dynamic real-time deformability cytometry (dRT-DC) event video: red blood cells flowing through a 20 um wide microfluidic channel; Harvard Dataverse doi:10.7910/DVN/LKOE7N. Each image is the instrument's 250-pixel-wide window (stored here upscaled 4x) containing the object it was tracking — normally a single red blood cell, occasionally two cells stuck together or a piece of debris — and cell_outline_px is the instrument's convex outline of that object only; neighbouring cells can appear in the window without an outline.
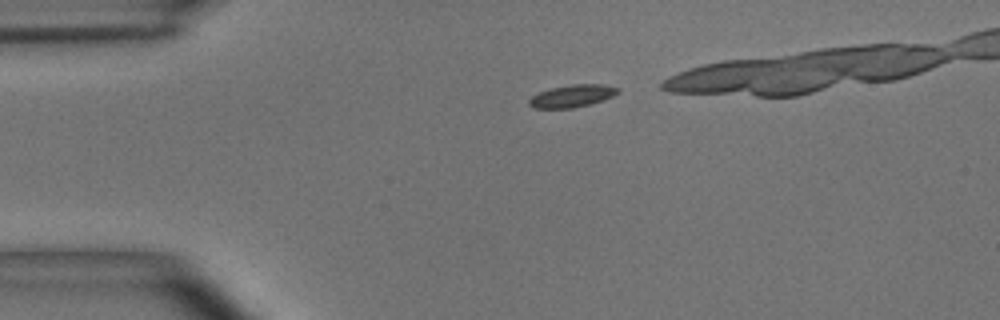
{"species": "common noctule bat (a hibernating species)", "species_latin": "Nyctalus noctula", "temperature_condition": "room temperature", "stored_images_in_passage": 33, "camera_frame_rate_fps": 3000, "um_per_image_px": 0.085, "animal": {"sex": "male", "body_mass_g": 15.6}, "frame": {"image": 1, "passage_image": 1, "time_ms": 0.0, "image_size_px": [1000, 320], "cell_outline_px": [[620, 92], [612, 96], [588, 104], [572, 108], [532, 108], [528, 104], [528, 100], [532, 96], [540, 92], [552, 88], [572, 84], [604, 84], [620, 88]], "centroid_in_image_um": [48.62, 8.15], "position_along_channel_um": 36.4, "area_um2": 11.44}}